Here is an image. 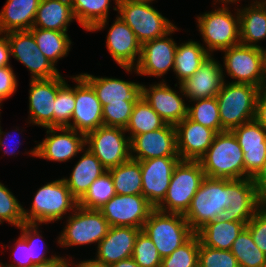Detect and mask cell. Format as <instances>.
<instances>
[{
	"label": "cell",
	"mask_w": 266,
	"mask_h": 267,
	"mask_svg": "<svg viewBox=\"0 0 266 267\" xmlns=\"http://www.w3.org/2000/svg\"><path fill=\"white\" fill-rule=\"evenodd\" d=\"M32 200L29 210L23 208L24 220L27 223H54L62 220L67 213H72L78 206V200L72 195L63 178L40 186Z\"/></svg>",
	"instance_id": "7a4b0ae2"
},
{
	"label": "cell",
	"mask_w": 266,
	"mask_h": 267,
	"mask_svg": "<svg viewBox=\"0 0 266 267\" xmlns=\"http://www.w3.org/2000/svg\"><path fill=\"white\" fill-rule=\"evenodd\" d=\"M177 153L181 160L199 161L212 145L216 132L185 117L176 126Z\"/></svg>",
	"instance_id": "d4e9b609"
},
{
	"label": "cell",
	"mask_w": 266,
	"mask_h": 267,
	"mask_svg": "<svg viewBox=\"0 0 266 267\" xmlns=\"http://www.w3.org/2000/svg\"><path fill=\"white\" fill-rule=\"evenodd\" d=\"M262 53H263V61H264V69L266 72V48L262 47Z\"/></svg>",
	"instance_id": "6125c7cd"
},
{
	"label": "cell",
	"mask_w": 266,
	"mask_h": 267,
	"mask_svg": "<svg viewBox=\"0 0 266 267\" xmlns=\"http://www.w3.org/2000/svg\"><path fill=\"white\" fill-rule=\"evenodd\" d=\"M2 102H3V101L0 99V110H1V105H2Z\"/></svg>",
	"instance_id": "e7e4bbea"
},
{
	"label": "cell",
	"mask_w": 266,
	"mask_h": 267,
	"mask_svg": "<svg viewBox=\"0 0 266 267\" xmlns=\"http://www.w3.org/2000/svg\"><path fill=\"white\" fill-rule=\"evenodd\" d=\"M117 195H142V173L140 161H128L108 169Z\"/></svg>",
	"instance_id": "d590c367"
},
{
	"label": "cell",
	"mask_w": 266,
	"mask_h": 267,
	"mask_svg": "<svg viewBox=\"0 0 266 267\" xmlns=\"http://www.w3.org/2000/svg\"><path fill=\"white\" fill-rule=\"evenodd\" d=\"M126 131L121 127L100 126L85 135V145L106 170L116 167L131 158V144Z\"/></svg>",
	"instance_id": "8fae6325"
},
{
	"label": "cell",
	"mask_w": 266,
	"mask_h": 267,
	"mask_svg": "<svg viewBox=\"0 0 266 267\" xmlns=\"http://www.w3.org/2000/svg\"><path fill=\"white\" fill-rule=\"evenodd\" d=\"M239 267H265L266 254L254 243L249 230L245 227L234 240L231 250Z\"/></svg>",
	"instance_id": "74e56055"
},
{
	"label": "cell",
	"mask_w": 266,
	"mask_h": 267,
	"mask_svg": "<svg viewBox=\"0 0 266 267\" xmlns=\"http://www.w3.org/2000/svg\"><path fill=\"white\" fill-rule=\"evenodd\" d=\"M110 267H140L135 260L130 257L127 259L120 260L114 264H111Z\"/></svg>",
	"instance_id": "680465c9"
},
{
	"label": "cell",
	"mask_w": 266,
	"mask_h": 267,
	"mask_svg": "<svg viewBox=\"0 0 266 267\" xmlns=\"http://www.w3.org/2000/svg\"><path fill=\"white\" fill-rule=\"evenodd\" d=\"M11 250L13 261L10 264L3 263V267H29L34 264L31 260L30 244L21 234Z\"/></svg>",
	"instance_id": "681fc988"
},
{
	"label": "cell",
	"mask_w": 266,
	"mask_h": 267,
	"mask_svg": "<svg viewBox=\"0 0 266 267\" xmlns=\"http://www.w3.org/2000/svg\"><path fill=\"white\" fill-rule=\"evenodd\" d=\"M67 79L59 75V91L55 98V127H70L75 108V86L71 87Z\"/></svg>",
	"instance_id": "60d3db41"
},
{
	"label": "cell",
	"mask_w": 266,
	"mask_h": 267,
	"mask_svg": "<svg viewBox=\"0 0 266 267\" xmlns=\"http://www.w3.org/2000/svg\"><path fill=\"white\" fill-rule=\"evenodd\" d=\"M12 133V132H11ZM11 133H9V132H4V131H2V127L0 126V150L1 151H4L3 153L5 154V155H17V153H16V150L18 149V146L17 145H22V143L21 142H19L20 141V139H19V141L16 139V137H15V139H16V148H11V146L9 145V142H7V140L9 141V139L11 138V139H14V137L13 136H15V134H16V132H15V134L14 135H11ZM17 136L19 137V133H17ZM17 137V138H18ZM11 142V141H10ZM19 143V144H18ZM14 145H12V147H13ZM16 149V150H15ZM15 153V154H14Z\"/></svg>",
	"instance_id": "f5cc1de1"
},
{
	"label": "cell",
	"mask_w": 266,
	"mask_h": 267,
	"mask_svg": "<svg viewBox=\"0 0 266 267\" xmlns=\"http://www.w3.org/2000/svg\"><path fill=\"white\" fill-rule=\"evenodd\" d=\"M73 20L70 0H41L32 28L67 32Z\"/></svg>",
	"instance_id": "1f68e13d"
},
{
	"label": "cell",
	"mask_w": 266,
	"mask_h": 267,
	"mask_svg": "<svg viewBox=\"0 0 266 267\" xmlns=\"http://www.w3.org/2000/svg\"><path fill=\"white\" fill-rule=\"evenodd\" d=\"M180 28L175 26L164 37L145 42L141 45V55L135 68H123L125 72L143 76L163 78L170 70H174V58L177 43L171 34ZM133 70V71H132Z\"/></svg>",
	"instance_id": "4fadbf2b"
},
{
	"label": "cell",
	"mask_w": 266,
	"mask_h": 267,
	"mask_svg": "<svg viewBox=\"0 0 266 267\" xmlns=\"http://www.w3.org/2000/svg\"><path fill=\"white\" fill-rule=\"evenodd\" d=\"M130 144L131 159L137 161L159 157H179L176 128L170 124L148 133L136 135Z\"/></svg>",
	"instance_id": "44dd1931"
},
{
	"label": "cell",
	"mask_w": 266,
	"mask_h": 267,
	"mask_svg": "<svg viewBox=\"0 0 266 267\" xmlns=\"http://www.w3.org/2000/svg\"><path fill=\"white\" fill-rule=\"evenodd\" d=\"M231 192L232 179L204 177L184 215L195 233L206 223L217 220L218 214L229 207Z\"/></svg>",
	"instance_id": "6da1fadb"
},
{
	"label": "cell",
	"mask_w": 266,
	"mask_h": 267,
	"mask_svg": "<svg viewBox=\"0 0 266 267\" xmlns=\"http://www.w3.org/2000/svg\"><path fill=\"white\" fill-rule=\"evenodd\" d=\"M132 258L140 267H160L162 261L153 241L142 231L137 236Z\"/></svg>",
	"instance_id": "f6af8a7d"
},
{
	"label": "cell",
	"mask_w": 266,
	"mask_h": 267,
	"mask_svg": "<svg viewBox=\"0 0 266 267\" xmlns=\"http://www.w3.org/2000/svg\"><path fill=\"white\" fill-rule=\"evenodd\" d=\"M153 2H118V16L132 29L138 42L164 37L176 25L152 5Z\"/></svg>",
	"instance_id": "30bf717a"
},
{
	"label": "cell",
	"mask_w": 266,
	"mask_h": 267,
	"mask_svg": "<svg viewBox=\"0 0 266 267\" xmlns=\"http://www.w3.org/2000/svg\"><path fill=\"white\" fill-rule=\"evenodd\" d=\"M95 91L102 106L111 103H136L141 97V83L114 77L79 74Z\"/></svg>",
	"instance_id": "4316f807"
},
{
	"label": "cell",
	"mask_w": 266,
	"mask_h": 267,
	"mask_svg": "<svg viewBox=\"0 0 266 267\" xmlns=\"http://www.w3.org/2000/svg\"><path fill=\"white\" fill-rule=\"evenodd\" d=\"M190 102H193L191 106L188 104L187 117L190 120L209 127L216 133L226 131L221 126L219 107L216 97L197 99Z\"/></svg>",
	"instance_id": "f35d334b"
},
{
	"label": "cell",
	"mask_w": 266,
	"mask_h": 267,
	"mask_svg": "<svg viewBox=\"0 0 266 267\" xmlns=\"http://www.w3.org/2000/svg\"><path fill=\"white\" fill-rule=\"evenodd\" d=\"M249 230L254 243L266 254V203H264L248 221Z\"/></svg>",
	"instance_id": "c3c4849f"
},
{
	"label": "cell",
	"mask_w": 266,
	"mask_h": 267,
	"mask_svg": "<svg viewBox=\"0 0 266 267\" xmlns=\"http://www.w3.org/2000/svg\"><path fill=\"white\" fill-rule=\"evenodd\" d=\"M242 1V0H241ZM266 0H253V1H251L252 3H261V2H265ZM236 2H237V5H238V3L240 2V0H234V4H236Z\"/></svg>",
	"instance_id": "be15d7a7"
},
{
	"label": "cell",
	"mask_w": 266,
	"mask_h": 267,
	"mask_svg": "<svg viewBox=\"0 0 266 267\" xmlns=\"http://www.w3.org/2000/svg\"><path fill=\"white\" fill-rule=\"evenodd\" d=\"M68 255H66V258L63 256L60 257V255H58L57 257L42 262V263H34L29 267H71V260L72 257L69 256V258L67 257Z\"/></svg>",
	"instance_id": "11a10c76"
},
{
	"label": "cell",
	"mask_w": 266,
	"mask_h": 267,
	"mask_svg": "<svg viewBox=\"0 0 266 267\" xmlns=\"http://www.w3.org/2000/svg\"><path fill=\"white\" fill-rule=\"evenodd\" d=\"M244 153V179L254 178L266 160V130L255 120L231 130Z\"/></svg>",
	"instance_id": "ffe728a7"
},
{
	"label": "cell",
	"mask_w": 266,
	"mask_h": 267,
	"mask_svg": "<svg viewBox=\"0 0 266 267\" xmlns=\"http://www.w3.org/2000/svg\"><path fill=\"white\" fill-rule=\"evenodd\" d=\"M142 232L150 237L162 258L170 255L195 234L184 215L164 213L157 209L150 213Z\"/></svg>",
	"instance_id": "52a82bcc"
},
{
	"label": "cell",
	"mask_w": 266,
	"mask_h": 267,
	"mask_svg": "<svg viewBox=\"0 0 266 267\" xmlns=\"http://www.w3.org/2000/svg\"><path fill=\"white\" fill-rule=\"evenodd\" d=\"M115 195L113 179L107 170L90 185L88 191L78 201V205L86 209L99 210Z\"/></svg>",
	"instance_id": "ab89813d"
},
{
	"label": "cell",
	"mask_w": 266,
	"mask_h": 267,
	"mask_svg": "<svg viewBox=\"0 0 266 267\" xmlns=\"http://www.w3.org/2000/svg\"><path fill=\"white\" fill-rule=\"evenodd\" d=\"M149 87L141 84V96L151 108L167 123L176 126L188 116V103H185L183 89L174 90L164 79Z\"/></svg>",
	"instance_id": "9a60e30c"
},
{
	"label": "cell",
	"mask_w": 266,
	"mask_h": 267,
	"mask_svg": "<svg viewBox=\"0 0 266 267\" xmlns=\"http://www.w3.org/2000/svg\"><path fill=\"white\" fill-rule=\"evenodd\" d=\"M3 183L0 182V224H8L18 228L25 220L23 205Z\"/></svg>",
	"instance_id": "ee69618b"
},
{
	"label": "cell",
	"mask_w": 266,
	"mask_h": 267,
	"mask_svg": "<svg viewBox=\"0 0 266 267\" xmlns=\"http://www.w3.org/2000/svg\"><path fill=\"white\" fill-rule=\"evenodd\" d=\"M66 218V225L56 241L63 249L93 243L97 246L110 227L100 210L86 209L79 205Z\"/></svg>",
	"instance_id": "ba28073f"
},
{
	"label": "cell",
	"mask_w": 266,
	"mask_h": 267,
	"mask_svg": "<svg viewBox=\"0 0 266 267\" xmlns=\"http://www.w3.org/2000/svg\"><path fill=\"white\" fill-rule=\"evenodd\" d=\"M180 44V45H179ZM210 54L199 41L189 40L178 43L174 58V74L178 79L175 87L191 77Z\"/></svg>",
	"instance_id": "836d02e7"
},
{
	"label": "cell",
	"mask_w": 266,
	"mask_h": 267,
	"mask_svg": "<svg viewBox=\"0 0 266 267\" xmlns=\"http://www.w3.org/2000/svg\"><path fill=\"white\" fill-rule=\"evenodd\" d=\"M4 35L10 44L11 56L30 71L31 79H49L61 74L37 47L30 30L11 31Z\"/></svg>",
	"instance_id": "5bb4252c"
},
{
	"label": "cell",
	"mask_w": 266,
	"mask_h": 267,
	"mask_svg": "<svg viewBox=\"0 0 266 267\" xmlns=\"http://www.w3.org/2000/svg\"><path fill=\"white\" fill-rule=\"evenodd\" d=\"M200 239L195 233L187 242L163 257L160 267H198Z\"/></svg>",
	"instance_id": "b9f144b4"
},
{
	"label": "cell",
	"mask_w": 266,
	"mask_h": 267,
	"mask_svg": "<svg viewBox=\"0 0 266 267\" xmlns=\"http://www.w3.org/2000/svg\"><path fill=\"white\" fill-rule=\"evenodd\" d=\"M28 124L55 127V98L59 91V76L30 79Z\"/></svg>",
	"instance_id": "ac0fdd59"
},
{
	"label": "cell",
	"mask_w": 266,
	"mask_h": 267,
	"mask_svg": "<svg viewBox=\"0 0 266 267\" xmlns=\"http://www.w3.org/2000/svg\"><path fill=\"white\" fill-rule=\"evenodd\" d=\"M254 120L266 130V88L257 96Z\"/></svg>",
	"instance_id": "816d5d0a"
},
{
	"label": "cell",
	"mask_w": 266,
	"mask_h": 267,
	"mask_svg": "<svg viewBox=\"0 0 266 267\" xmlns=\"http://www.w3.org/2000/svg\"><path fill=\"white\" fill-rule=\"evenodd\" d=\"M10 56V44L8 42L7 37L2 34L0 36V68L10 65Z\"/></svg>",
	"instance_id": "9f6ffc18"
},
{
	"label": "cell",
	"mask_w": 266,
	"mask_h": 267,
	"mask_svg": "<svg viewBox=\"0 0 266 267\" xmlns=\"http://www.w3.org/2000/svg\"><path fill=\"white\" fill-rule=\"evenodd\" d=\"M246 225L247 223L243 222H227L217 219L206 223L196 234L204 246L220 250H231L234 240Z\"/></svg>",
	"instance_id": "d6a6232c"
},
{
	"label": "cell",
	"mask_w": 266,
	"mask_h": 267,
	"mask_svg": "<svg viewBox=\"0 0 266 267\" xmlns=\"http://www.w3.org/2000/svg\"><path fill=\"white\" fill-rule=\"evenodd\" d=\"M222 53H224L221 65L223 75L233 79L231 83L266 88V72L261 48L239 43L223 50Z\"/></svg>",
	"instance_id": "9c48e42d"
},
{
	"label": "cell",
	"mask_w": 266,
	"mask_h": 267,
	"mask_svg": "<svg viewBox=\"0 0 266 267\" xmlns=\"http://www.w3.org/2000/svg\"><path fill=\"white\" fill-rule=\"evenodd\" d=\"M199 162L207 177L244 179V153L232 131L216 133Z\"/></svg>",
	"instance_id": "3957f363"
},
{
	"label": "cell",
	"mask_w": 266,
	"mask_h": 267,
	"mask_svg": "<svg viewBox=\"0 0 266 267\" xmlns=\"http://www.w3.org/2000/svg\"><path fill=\"white\" fill-rule=\"evenodd\" d=\"M263 204L252 178L232 179L231 203L217 219L248 223Z\"/></svg>",
	"instance_id": "603a6c76"
},
{
	"label": "cell",
	"mask_w": 266,
	"mask_h": 267,
	"mask_svg": "<svg viewBox=\"0 0 266 267\" xmlns=\"http://www.w3.org/2000/svg\"><path fill=\"white\" fill-rule=\"evenodd\" d=\"M166 124L141 96L134 104L125 131L131 141L136 135L160 129Z\"/></svg>",
	"instance_id": "8d00e7d4"
},
{
	"label": "cell",
	"mask_w": 266,
	"mask_h": 267,
	"mask_svg": "<svg viewBox=\"0 0 266 267\" xmlns=\"http://www.w3.org/2000/svg\"><path fill=\"white\" fill-rule=\"evenodd\" d=\"M135 103L103 105V125L126 128Z\"/></svg>",
	"instance_id": "7dc6e473"
},
{
	"label": "cell",
	"mask_w": 266,
	"mask_h": 267,
	"mask_svg": "<svg viewBox=\"0 0 266 267\" xmlns=\"http://www.w3.org/2000/svg\"><path fill=\"white\" fill-rule=\"evenodd\" d=\"M253 182L256 187V191L258 193L259 198L264 203H266V160L263 164L262 169L253 178Z\"/></svg>",
	"instance_id": "db71d44e"
},
{
	"label": "cell",
	"mask_w": 266,
	"mask_h": 267,
	"mask_svg": "<svg viewBox=\"0 0 266 267\" xmlns=\"http://www.w3.org/2000/svg\"><path fill=\"white\" fill-rule=\"evenodd\" d=\"M213 2H215L214 4V6L213 7H216V4H220V3H223V4H228V5H230V4H234V0H214Z\"/></svg>",
	"instance_id": "91938a15"
},
{
	"label": "cell",
	"mask_w": 266,
	"mask_h": 267,
	"mask_svg": "<svg viewBox=\"0 0 266 267\" xmlns=\"http://www.w3.org/2000/svg\"><path fill=\"white\" fill-rule=\"evenodd\" d=\"M106 46L121 68H135L141 55V44L132 29L117 15L108 34Z\"/></svg>",
	"instance_id": "7402d4cb"
},
{
	"label": "cell",
	"mask_w": 266,
	"mask_h": 267,
	"mask_svg": "<svg viewBox=\"0 0 266 267\" xmlns=\"http://www.w3.org/2000/svg\"><path fill=\"white\" fill-rule=\"evenodd\" d=\"M75 81V108L70 129L87 134L103 126V106L93 88L78 74Z\"/></svg>",
	"instance_id": "e0dca14e"
},
{
	"label": "cell",
	"mask_w": 266,
	"mask_h": 267,
	"mask_svg": "<svg viewBox=\"0 0 266 267\" xmlns=\"http://www.w3.org/2000/svg\"><path fill=\"white\" fill-rule=\"evenodd\" d=\"M240 43L262 48L261 40H266V1L249 3L239 7ZM259 42V43H258Z\"/></svg>",
	"instance_id": "f1b7e54d"
},
{
	"label": "cell",
	"mask_w": 266,
	"mask_h": 267,
	"mask_svg": "<svg viewBox=\"0 0 266 267\" xmlns=\"http://www.w3.org/2000/svg\"><path fill=\"white\" fill-rule=\"evenodd\" d=\"M30 31L37 47L54 66L69 54L73 42L67 32L40 28H31Z\"/></svg>",
	"instance_id": "e575fe53"
},
{
	"label": "cell",
	"mask_w": 266,
	"mask_h": 267,
	"mask_svg": "<svg viewBox=\"0 0 266 267\" xmlns=\"http://www.w3.org/2000/svg\"><path fill=\"white\" fill-rule=\"evenodd\" d=\"M236 8V14H233L228 4L221 3L218 8L196 16L204 48L210 55L240 43L239 12Z\"/></svg>",
	"instance_id": "277c9868"
},
{
	"label": "cell",
	"mask_w": 266,
	"mask_h": 267,
	"mask_svg": "<svg viewBox=\"0 0 266 267\" xmlns=\"http://www.w3.org/2000/svg\"><path fill=\"white\" fill-rule=\"evenodd\" d=\"M46 136L26 154L54 162H67L86 147L85 134L68 127H46Z\"/></svg>",
	"instance_id": "7c38bea8"
},
{
	"label": "cell",
	"mask_w": 266,
	"mask_h": 267,
	"mask_svg": "<svg viewBox=\"0 0 266 267\" xmlns=\"http://www.w3.org/2000/svg\"><path fill=\"white\" fill-rule=\"evenodd\" d=\"M18 80L14 74L12 65L0 68V99L4 102L5 99L12 97L18 89Z\"/></svg>",
	"instance_id": "f907efd6"
},
{
	"label": "cell",
	"mask_w": 266,
	"mask_h": 267,
	"mask_svg": "<svg viewBox=\"0 0 266 267\" xmlns=\"http://www.w3.org/2000/svg\"><path fill=\"white\" fill-rule=\"evenodd\" d=\"M261 89L250 84L223 83L216 95L221 126L231 131L254 120L256 100Z\"/></svg>",
	"instance_id": "5b68a950"
},
{
	"label": "cell",
	"mask_w": 266,
	"mask_h": 267,
	"mask_svg": "<svg viewBox=\"0 0 266 267\" xmlns=\"http://www.w3.org/2000/svg\"><path fill=\"white\" fill-rule=\"evenodd\" d=\"M180 157H159L140 161L142 195L156 208L166 195L171 176Z\"/></svg>",
	"instance_id": "d6986e66"
},
{
	"label": "cell",
	"mask_w": 266,
	"mask_h": 267,
	"mask_svg": "<svg viewBox=\"0 0 266 267\" xmlns=\"http://www.w3.org/2000/svg\"><path fill=\"white\" fill-rule=\"evenodd\" d=\"M155 208L143 195H115L99 210L110 226L142 227Z\"/></svg>",
	"instance_id": "2e32d148"
},
{
	"label": "cell",
	"mask_w": 266,
	"mask_h": 267,
	"mask_svg": "<svg viewBox=\"0 0 266 267\" xmlns=\"http://www.w3.org/2000/svg\"><path fill=\"white\" fill-rule=\"evenodd\" d=\"M71 267H110V266L96 262L93 257V259L92 258L86 260L84 259L83 261L81 260L79 262L76 261L74 262L73 260H71Z\"/></svg>",
	"instance_id": "6f0895ef"
},
{
	"label": "cell",
	"mask_w": 266,
	"mask_h": 267,
	"mask_svg": "<svg viewBox=\"0 0 266 267\" xmlns=\"http://www.w3.org/2000/svg\"><path fill=\"white\" fill-rule=\"evenodd\" d=\"M214 55H210L201 64V67L184 82L181 83L184 95L188 102L197 99L216 97L223 83L226 81L223 75L220 61Z\"/></svg>",
	"instance_id": "cb8c5ba5"
},
{
	"label": "cell",
	"mask_w": 266,
	"mask_h": 267,
	"mask_svg": "<svg viewBox=\"0 0 266 267\" xmlns=\"http://www.w3.org/2000/svg\"><path fill=\"white\" fill-rule=\"evenodd\" d=\"M118 2H153L154 0H117Z\"/></svg>",
	"instance_id": "94428289"
},
{
	"label": "cell",
	"mask_w": 266,
	"mask_h": 267,
	"mask_svg": "<svg viewBox=\"0 0 266 267\" xmlns=\"http://www.w3.org/2000/svg\"><path fill=\"white\" fill-rule=\"evenodd\" d=\"M141 231L136 227L110 226L107 235L96 247L94 260L110 266L132 257L137 236Z\"/></svg>",
	"instance_id": "484cf974"
},
{
	"label": "cell",
	"mask_w": 266,
	"mask_h": 267,
	"mask_svg": "<svg viewBox=\"0 0 266 267\" xmlns=\"http://www.w3.org/2000/svg\"><path fill=\"white\" fill-rule=\"evenodd\" d=\"M204 177L199 161L180 160L173 170L164 200L155 209L185 215Z\"/></svg>",
	"instance_id": "8992f818"
},
{
	"label": "cell",
	"mask_w": 266,
	"mask_h": 267,
	"mask_svg": "<svg viewBox=\"0 0 266 267\" xmlns=\"http://www.w3.org/2000/svg\"><path fill=\"white\" fill-rule=\"evenodd\" d=\"M198 267H239L230 250L204 246L200 242Z\"/></svg>",
	"instance_id": "bcb514c9"
},
{
	"label": "cell",
	"mask_w": 266,
	"mask_h": 267,
	"mask_svg": "<svg viewBox=\"0 0 266 267\" xmlns=\"http://www.w3.org/2000/svg\"><path fill=\"white\" fill-rule=\"evenodd\" d=\"M112 0H70L72 10L77 23L85 30L89 32H98L106 29L108 25V19L110 14V8ZM113 7L114 11H117V0Z\"/></svg>",
	"instance_id": "f546056e"
},
{
	"label": "cell",
	"mask_w": 266,
	"mask_h": 267,
	"mask_svg": "<svg viewBox=\"0 0 266 267\" xmlns=\"http://www.w3.org/2000/svg\"><path fill=\"white\" fill-rule=\"evenodd\" d=\"M41 0H7L0 11V33L30 30Z\"/></svg>",
	"instance_id": "4dcf8cb0"
},
{
	"label": "cell",
	"mask_w": 266,
	"mask_h": 267,
	"mask_svg": "<svg viewBox=\"0 0 266 267\" xmlns=\"http://www.w3.org/2000/svg\"><path fill=\"white\" fill-rule=\"evenodd\" d=\"M81 157L74 165L69 178L63 179L72 193L79 201L88 191L90 185L107 170L97 157L86 147L82 150Z\"/></svg>",
	"instance_id": "83f0119b"
},
{
	"label": "cell",
	"mask_w": 266,
	"mask_h": 267,
	"mask_svg": "<svg viewBox=\"0 0 266 267\" xmlns=\"http://www.w3.org/2000/svg\"><path fill=\"white\" fill-rule=\"evenodd\" d=\"M41 224L24 222L18 227L21 235L30 244L31 260L33 263H42L57 257V254L47 256L49 248L43 239L41 230L38 229Z\"/></svg>",
	"instance_id": "7bdbcfd3"
}]
</instances>
